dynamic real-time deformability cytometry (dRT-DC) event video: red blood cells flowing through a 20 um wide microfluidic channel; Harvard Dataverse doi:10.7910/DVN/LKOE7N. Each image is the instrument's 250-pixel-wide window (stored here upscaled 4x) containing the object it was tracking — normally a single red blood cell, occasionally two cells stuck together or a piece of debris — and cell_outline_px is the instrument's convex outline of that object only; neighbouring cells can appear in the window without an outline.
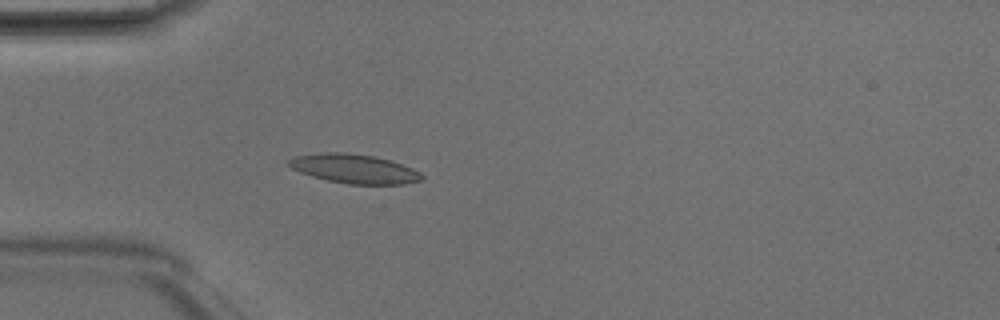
{"species": "Egyptian fruit bat (a non-hibernating species)", "species_latin": "Rousettus aegyptiacus", "temperature_condition": "room temperature", "stored_images_in_passage": 4, "camera_frame_rate_fps": 3000, "um_per_image_px": 0.085, "animal": {"sex": "male"}, "frame": {"image": 1, "passage_image": 4, "time_ms": 1.0, "image_size_px": [1000, 320], "cell_outline_px": [[424, 180], [404, 184], [348, 184], [328, 180], [312, 176], [300, 172], [292, 168], [288, 164], [288, 160], [292, 156], [324, 152], [344, 152], [372, 156], [392, 160], [412, 168], [420, 172], [424, 176]], "centroid_in_image_um": [30.13, 14.34], "position_along_channel_um": 54.9, "area_um2": 22.66}}